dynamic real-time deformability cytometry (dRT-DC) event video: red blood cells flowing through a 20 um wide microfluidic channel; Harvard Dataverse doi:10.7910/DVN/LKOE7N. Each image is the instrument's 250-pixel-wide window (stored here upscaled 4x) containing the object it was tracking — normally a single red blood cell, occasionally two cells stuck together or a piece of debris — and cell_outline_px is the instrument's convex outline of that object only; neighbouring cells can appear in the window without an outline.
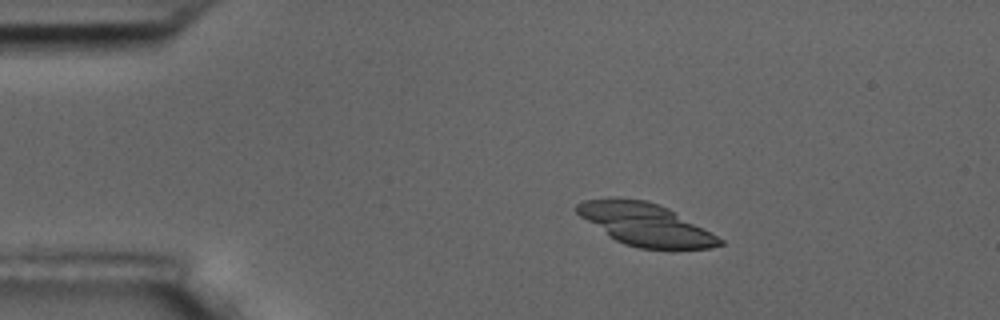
{"species": "common noctule bat (a hibernating species)", "species_latin": "Nyctalus noctula", "temperature_condition": "room temperature", "stored_images_in_passage": 34, "camera_frame_rate_fps": 3000, "um_per_image_px": 0.085, "animal": {"sex": "male", "body_mass_g": 17.5, "forearm_length_mm": 52.3}, "frame": {"image": 1, "passage_image": 10, "time_ms": 3.0, "image_size_px": [1000, 320], "cell_outline_px": [[724, 244], [708, 248], [640, 248], [624, 244], [616, 240], [580, 216], [576, 212], [576, 204], [584, 200], [644, 200], [660, 204], [668, 208], [724, 240]], "centroid_in_image_um": [54.89, 19.1], "position_along_channel_um": 30.1, "area_um2": 33.93}}
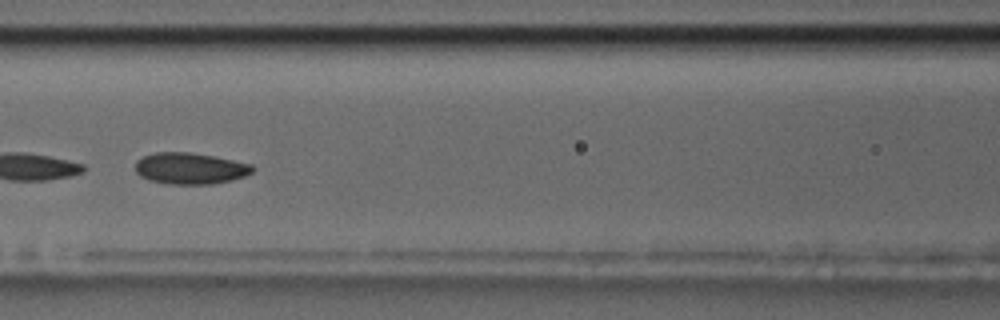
{"frame": {"image": 2, "passage_image": 25, "time_ms": 8.0, "image_size_px": [1000, 320], "cell_outline_px": [[256, 168], [252, 172], [244, 176], [232, 180], [212, 184], [168, 184], [148, 180], [140, 176], [136, 172], [136, 160], [144, 156], [156, 152], [188, 152], [212, 156], [252, 164]], "centroid_in_image_um": [16.16, 14.32], "position_along_channel_um": 150.4, "area_um2": 21.44}}